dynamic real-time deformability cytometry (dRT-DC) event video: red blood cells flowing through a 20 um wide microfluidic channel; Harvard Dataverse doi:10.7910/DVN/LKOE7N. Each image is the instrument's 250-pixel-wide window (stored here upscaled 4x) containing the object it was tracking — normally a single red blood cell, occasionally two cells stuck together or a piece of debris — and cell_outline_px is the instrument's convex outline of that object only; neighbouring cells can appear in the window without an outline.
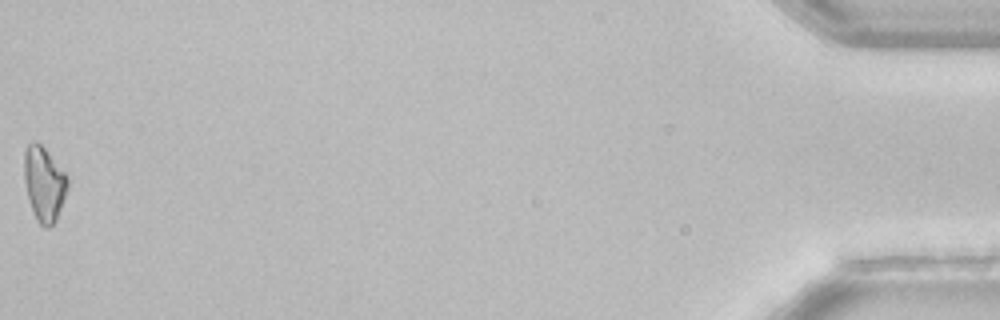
{"species": "common noctule bat (a hibernating species)", "species_latin": "Nyctalus noctula", "temperature_condition": "room temperature", "stored_images_in_passage": 40, "camera_frame_rate_fps": 3000, "um_per_image_px": 0.085, "animal": {"sex": "female", "body_mass_g": 22.7, "forearm_length_mm": 54.2}, "frame": {"image": 1, "passage_image": 40, "time_ms": 13.0, "image_size_px": [1000, 320], "cell_outline_px": [[68, 188], [56, 220], [48, 228], [44, 228], [36, 220], [28, 196], [24, 180], [24, 152], [28, 144], [40, 144], [44, 148], [68, 176]], "centroid_in_image_um": [3.75, 15.66], "position_along_channel_um": 431.4, "area_um2": 18.55}, "authors_computed_cell_mechanics": {"area_um2": 18.9584, "velocity_mm_per_s": 3.8614, "shape_relaxation_time_tau1_ms": 5.9454, "shape_relaxation_time_tau2_ms": null, "deformation_change_tau1": 0.1439, "deformation_change_tau2": null}}